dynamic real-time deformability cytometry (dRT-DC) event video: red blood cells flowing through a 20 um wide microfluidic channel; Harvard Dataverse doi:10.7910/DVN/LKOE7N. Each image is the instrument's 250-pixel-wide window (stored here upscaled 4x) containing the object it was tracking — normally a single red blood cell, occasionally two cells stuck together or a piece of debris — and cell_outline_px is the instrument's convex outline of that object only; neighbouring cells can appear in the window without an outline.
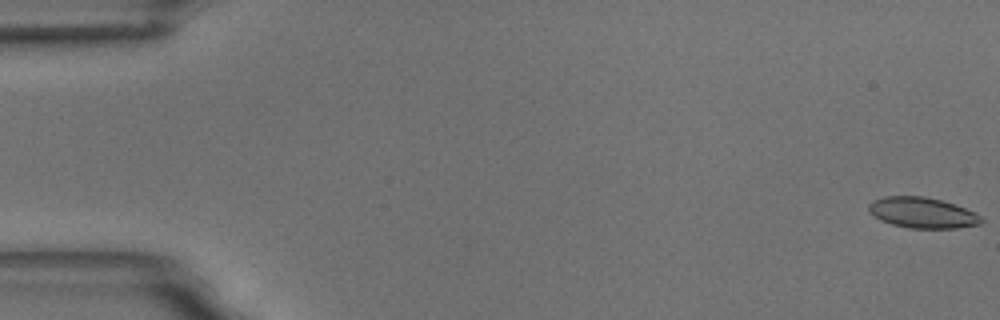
{"species": "common noctule bat (a hibernating species)", "species_latin": "Nyctalus noctula", "temperature_condition": "room temperature", "stored_images_in_passage": 56, "camera_frame_rate_fps": 3000, "um_per_image_px": 0.085, "animal": {"sex": "male", "body_mass_g": 18.8}, "frame": {"image": 1, "passage_image": 1, "time_ms": 0.0, "image_size_px": [1000, 320], "cell_outline_px": [[984, 220], [980, 224], [956, 228], [908, 228], [892, 224], [880, 220], [868, 208], [868, 204], [872, 200], [884, 196], [924, 196], [940, 200], [964, 208], [980, 216]], "centroid_in_image_um": [78.38, 18.08], "position_along_channel_um": 6.6, "area_um2": 19.88}}
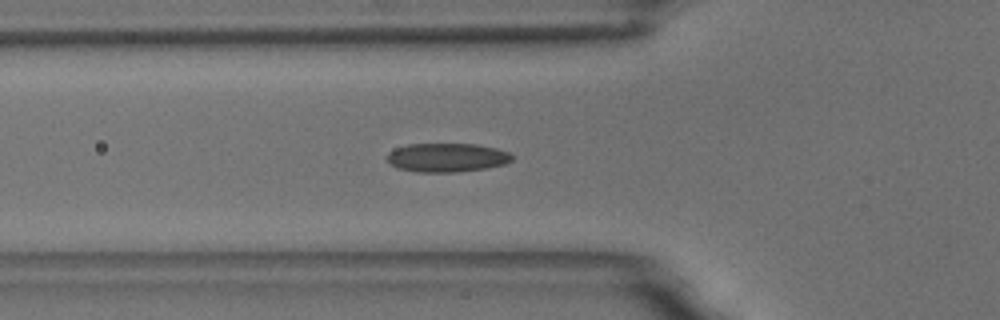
{"frame": {"image": 2, "passage_image": 20, "time_ms": 6.333, "image_size_px": [1000, 320], "cell_outline_px": [[512, 160], [504, 164], [488, 168], [456, 172], [416, 172], [396, 168], [388, 164], [388, 152], [396, 148], [408, 144], [476, 144], [496, 148], [508, 152], [512, 156]], "centroid_in_image_um": [37.96, 13.4], "position_along_channel_um": 87.8, "area_um2": 21.1}}
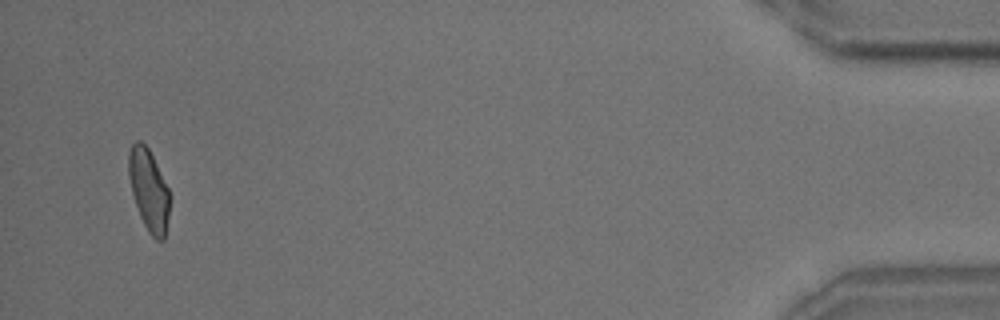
{"frame": {"image": 3, "passage_image": 54, "time_ms": 17.667, "image_size_px": [1000, 320], "cell_outline_px": [[168, 216], [164, 240], [156, 240], [148, 232], [140, 216], [132, 192], [128, 176], [128, 152], [132, 144], [136, 140], [140, 140], [148, 148], [168, 188]], "centroid_in_image_um": [12.62, 16.13], "position_along_channel_um": 422.6, "area_um2": 19.13}, "authors_computed_cell_mechanics": {"area_um2": 20.4323, "velocity_mm_per_s": 3.6589, "shape_relaxation_time_tau1_ms": 5.245, "shape_relaxation_time_tau2_ms": 1.5296, "deformation_change_tau1": 0.1392, "deformation_change_tau2": 0.0804}}